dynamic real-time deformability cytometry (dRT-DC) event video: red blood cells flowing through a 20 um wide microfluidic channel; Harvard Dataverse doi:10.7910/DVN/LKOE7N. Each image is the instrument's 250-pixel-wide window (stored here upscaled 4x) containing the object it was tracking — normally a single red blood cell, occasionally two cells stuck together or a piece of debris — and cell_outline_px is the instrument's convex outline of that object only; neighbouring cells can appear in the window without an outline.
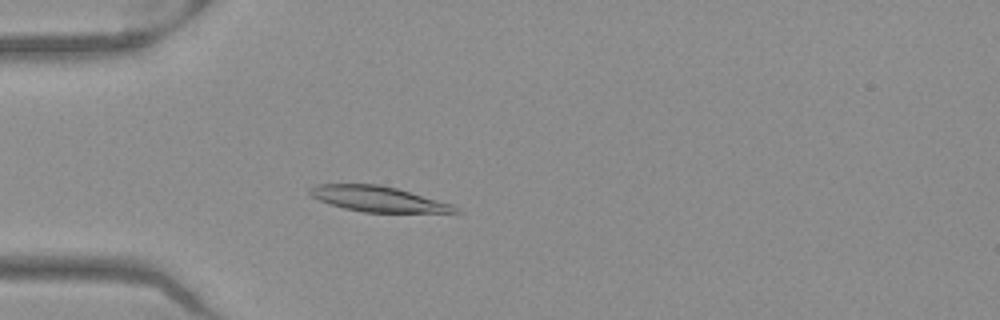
{"species": "Egyptian fruit bat (a non-hibernating species)", "species_latin": "Rousettus aegyptiacus", "temperature_condition": "warm", "stored_images_in_passage": 52, "camera_frame_rate_fps": 3000, "um_per_image_px": 0.085, "frame": {"image": 1, "passage_image": 15, "time_ms": 4.667, "image_size_px": [1000, 320], "cell_outline_px": [[464, 212], [364, 212], [344, 208], [320, 200], [312, 196], [308, 192], [308, 188], [316, 184], [380, 184], [396, 188], [452, 204]], "centroid_in_image_um": [32.12, 16.9], "position_along_channel_um": 52.9, "area_um2": 21.27}}
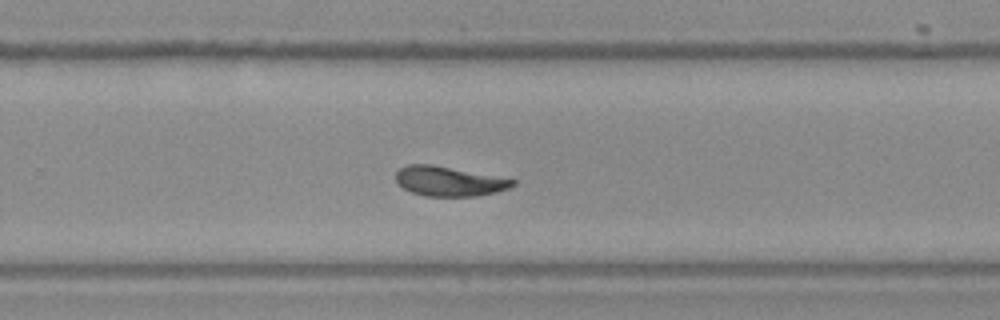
{"frame": {"image": 2, "passage_image": 34, "time_ms": 11.0, "image_size_px": [1000, 320], "cell_outline_px": [[516, 184], [508, 188], [496, 192], [476, 196], [424, 196], [412, 192], [404, 188], [396, 180], [396, 172], [400, 168], [408, 164], [432, 164], [516, 180]], "centroid_in_image_um": [38.15, 15.4], "position_along_channel_um": 291.6, "area_um2": 20.0}}
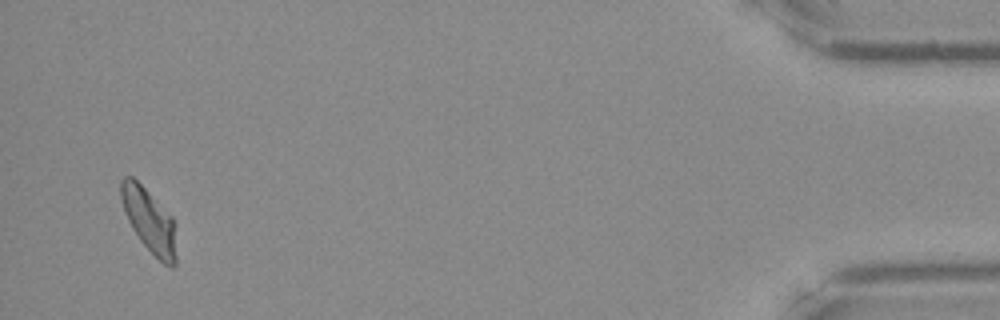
{"frame": {"image": 3, "passage_image": 50, "time_ms": 16.333, "image_size_px": [1000, 320], "cell_outline_px": [[176, 268], [172, 268], [164, 264], [140, 240], [132, 228], [124, 212], [120, 196], [120, 180], [124, 176], [132, 176], [172, 216], [176, 224]], "centroid_in_image_um": [12.7, 18.76], "position_along_channel_um": 422.5, "area_um2": 20.63}, "authors_computed_cell_mechanics": {"area_um2": 21.097, "velocity_mm_per_s": 3.9444, "shape_relaxation_time_tau1_ms": 6.0845, "shape_relaxation_time_tau2_ms": 3.5529, "deformation_change_tau1": 0.152, "deformation_change_tau2": 0.0817}}